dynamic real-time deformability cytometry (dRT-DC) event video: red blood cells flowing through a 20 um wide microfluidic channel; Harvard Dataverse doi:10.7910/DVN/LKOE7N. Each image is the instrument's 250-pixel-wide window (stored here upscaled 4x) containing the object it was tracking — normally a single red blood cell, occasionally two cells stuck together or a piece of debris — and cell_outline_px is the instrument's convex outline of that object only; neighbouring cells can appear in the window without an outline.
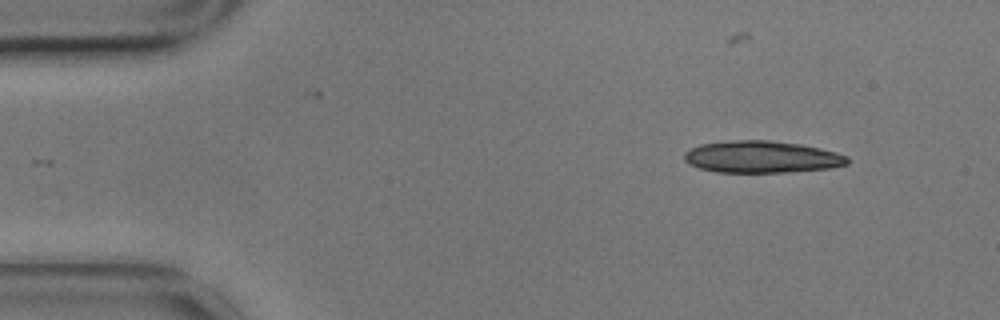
{"species": "common noctule bat (a hibernating species)", "species_latin": "Nyctalus noctula", "temperature_condition": "cold", "stored_images_in_passage": 2, "camera_frame_rate_fps": 3000, "um_per_image_px": 0.085, "animal": {"sex": "male", "body_mass_g": 17.9}, "frame": {"image": 1, "passage_image": 2, "time_ms": 0.333, "image_size_px": [1000, 320], "cell_outline_px": [[848, 164], [828, 168], [788, 172], [716, 172], [700, 168], [688, 164], [684, 160], [684, 152], [700, 144], [728, 140], [768, 140], [800, 144], [820, 148], [836, 152], [848, 156]], "centroid_in_image_um": [64.72, 13.33], "position_along_channel_um": 20.3, "area_um2": 30.4}}